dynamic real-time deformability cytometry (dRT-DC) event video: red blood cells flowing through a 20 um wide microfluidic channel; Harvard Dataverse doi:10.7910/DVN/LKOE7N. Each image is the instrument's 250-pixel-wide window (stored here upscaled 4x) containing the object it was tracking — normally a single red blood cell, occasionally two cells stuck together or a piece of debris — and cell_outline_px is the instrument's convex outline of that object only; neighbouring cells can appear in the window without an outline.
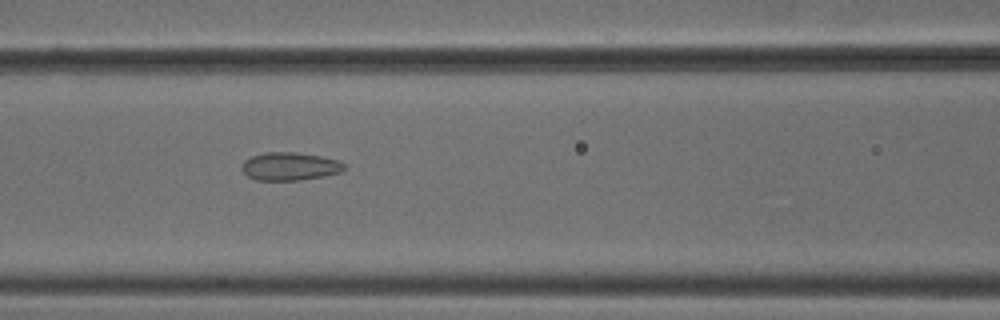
{"species": "common noctule bat (a hibernating species)", "species_latin": "Nyctalus noctula", "temperature_condition": "cold", "stored_images_in_passage": 8, "camera_frame_rate_fps": 3000, "um_per_image_px": 0.085, "animal": {"sex": "male", "body_mass_g": 18.8}, "frame": {"image": 1, "passage_image": 7, "time_ms": 2.0, "image_size_px": [1000, 320], "cell_outline_px": [[344, 168], [340, 172], [324, 176], [300, 180], [256, 180], [248, 176], [240, 168], [244, 160], [252, 156], [264, 152], [296, 152], [320, 156], [340, 160], [344, 164]], "centroid_in_image_um": [24.62, 14.13], "position_along_channel_um": 142.0, "area_um2": 16.76}}
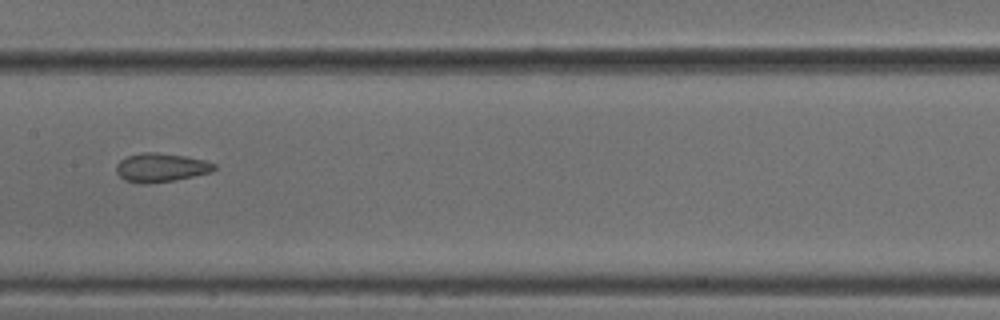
{"frame": {"image": 2, "passage_image": 8, "time_ms": 2.333, "image_size_px": [1000, 320], "cell_outline_px": [[216, 168], [212, 172], [176, 180], [144, 184], [140, 184], [124, 180], [116, 172], [116, 164], [120, 160], [128, 156], [144, 152], [156, 152], [184, 156], [204, 160], [216, 164]], "centroid_in_image_um": [13.67, 14.25], "position_along_channel_um": 193.7, "area_um2": 16.47}}